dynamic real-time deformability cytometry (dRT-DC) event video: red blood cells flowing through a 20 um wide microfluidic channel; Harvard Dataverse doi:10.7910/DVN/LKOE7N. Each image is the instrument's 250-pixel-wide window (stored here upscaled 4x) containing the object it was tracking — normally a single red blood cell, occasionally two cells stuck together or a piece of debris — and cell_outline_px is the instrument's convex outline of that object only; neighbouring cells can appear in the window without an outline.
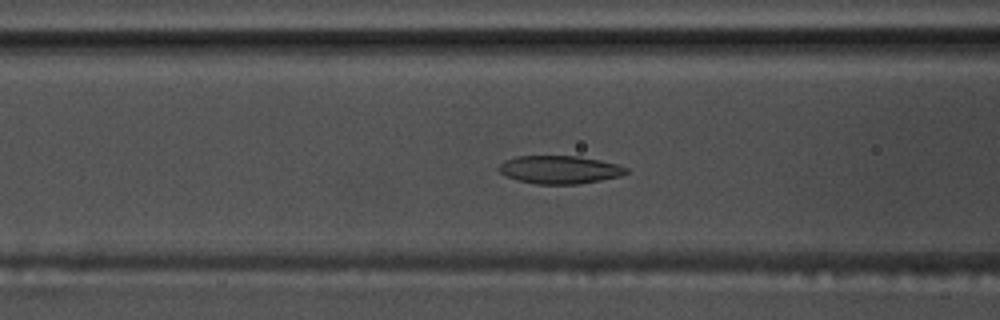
{"species": "common noctule bat (a hibernating species)", "species_latin": "Nyctalus noctula", "temperature_condition": "warm", "stored_images_in_passage": 56, "camera_frame_rate_fps": 3000, "um_per_image_px": 0.085, "animal": {"sex": "male", "body_mass_g": 17.5, "forearm_length_mm": 52.3}, "frame": {"image": 1, "passage_image": 23, "time_ms": 7.333, "image_size_px": [1000, 320], "cell_outline_px": [[628, 172], [620, 176], [600, 180], [576, 184], [536, 184], [504, 176], [496, 168], [504, 160], [516, 156], [576, 156], [600, 160], [616, 164], [628, 168]], "centroid_in_image_um": [47.53, 14.42], "position_along_channel_um": 119.1, "area_um2": 20.75}}
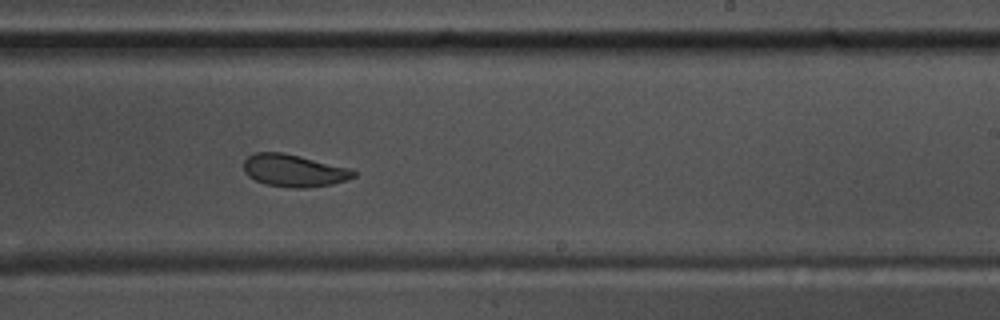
{"frame": {"image": 2, "passage_image": 35, "time_ms": 11.333, "image_size_px": [1000, 320], "cell_outline_px": [[356, 176], [332, 184], [304, 188], [292, 188], [264, 184], [248, 176], [244, 172], [244, 160], [248, 156], [256, 152], [280, 152], [300, 156], [352, 168], [356, 172]], "centroid_in_image_um": [24.98, 14.5], "position_along_channel_um": 264.0, "area_um2": 20.75}}
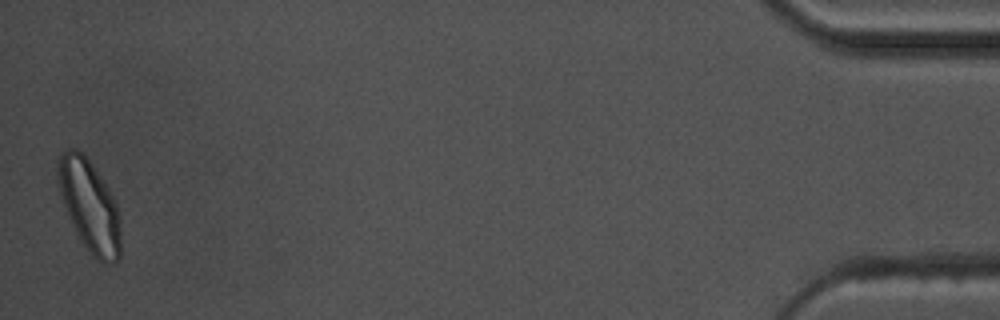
{"frame": {"image": 3, "passage_image": 56, "time_ms": 18.333, "image_size_px": [1000, 320], "cell_outline_px": [[120, 260], [116, 264], [104, 264], [92, 256], [80, 240], [68, 216], [56, 184], [56, 172], [60, 156], [68, 148], [76, 148], [84, 152], [108, 188], [116, 204], [120, 220]], "centroid_in_image_um": [7.6, 17.51], "position_along_channel_um": 427.6, "area_um2": 33.93}, "authors_computed_cell_mechanics": {"area_um2": 22.1085, "velocity_mm_per_s": 3.6406, "shape_relaxation_time_tau1_ms": 4.7715, "shape_relaxation_time_tau2_ms": 2.9454, "deformation_change_tau1": 0.1366, "deformation_change_tau2": 0.079}}